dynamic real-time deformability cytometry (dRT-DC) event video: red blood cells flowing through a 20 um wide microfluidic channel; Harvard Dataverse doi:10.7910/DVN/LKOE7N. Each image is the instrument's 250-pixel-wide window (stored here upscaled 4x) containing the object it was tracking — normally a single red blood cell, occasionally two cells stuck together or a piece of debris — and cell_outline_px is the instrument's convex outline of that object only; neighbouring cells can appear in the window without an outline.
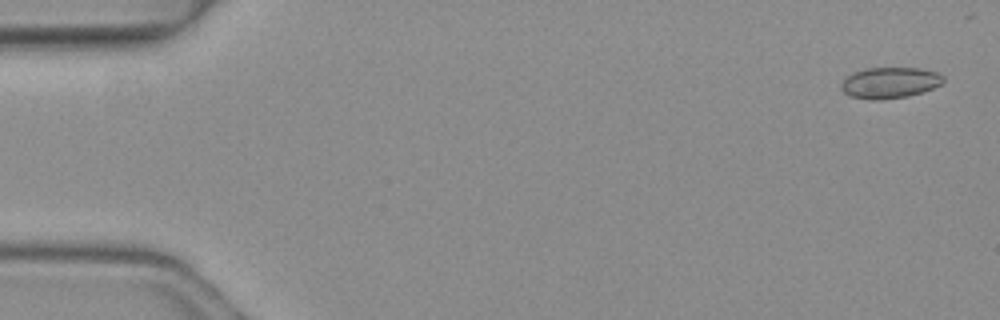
{"species": "common noctule bat (a hibernating species)", "species_latin": "Nyctalus noctula", "temperature_condition": "warm", "stored_images_in_passage": 4, "camera_frame_rate_fps": 3000, "um_per_image_px": 0.085, "animal": {"sex": "female", "body_mass_g": 19.3, "forearm_length_mm": 54.1}, "frame": {"image": 1, "passage_image": 1, "time_ms": 0.0, "image_size_px": [1000, 320], "cell_outline_px": [[944, 84], [908, 96], [880, 100], [868, 100], [848, 96], [840, 88], [840, 84], [852, 72], [868, 68], [920, 68], [936, 72], [944, 76]], "centroid_in_image_um": [75.62, 7.04], "position_along_channel_um": 9.4, "area_um2": 18.61}}